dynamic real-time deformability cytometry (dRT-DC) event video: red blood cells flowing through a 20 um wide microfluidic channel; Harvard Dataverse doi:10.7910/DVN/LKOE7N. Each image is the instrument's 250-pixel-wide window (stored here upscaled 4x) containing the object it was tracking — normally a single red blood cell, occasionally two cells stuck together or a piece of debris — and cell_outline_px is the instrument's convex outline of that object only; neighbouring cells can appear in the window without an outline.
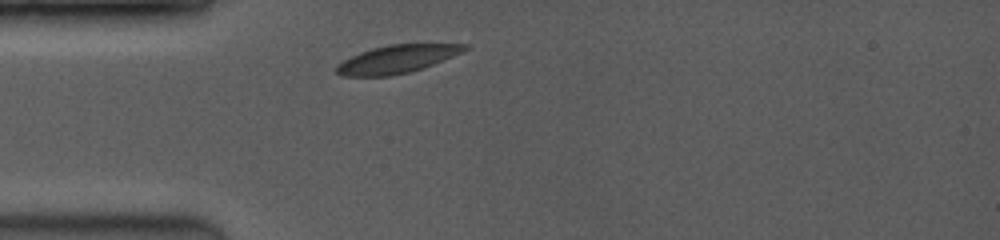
{"species": "common noctule bat (a hibernating species)", "species_latin": "Nyctalus noctula", "temperature_condition": "room temperature", "stored_images_in_passage": 1, "camera_frame_rate_fps": 3500, "um_per_image_px": 0.085, "animal": {"sex": "female", "body_mass_g": 19.0, "forearm_length_mm": 53.3}, "frame": {"image": 1, "passage_image": 1, "time_ms": 0.0, "image_size_px": [1000, 240], "cell_outline_px": [[468, 48], [452, 56], [432, 64], [408, 72], [388, 76], [340, 76], [336, 72], [336, 64], [360, 52], [372, 48], [388, 44], [468, 44]], "centroid_in_image_um": [33.67, 5.02], "position_along_channel_um": 51.3, "area_um2": 20.52}}